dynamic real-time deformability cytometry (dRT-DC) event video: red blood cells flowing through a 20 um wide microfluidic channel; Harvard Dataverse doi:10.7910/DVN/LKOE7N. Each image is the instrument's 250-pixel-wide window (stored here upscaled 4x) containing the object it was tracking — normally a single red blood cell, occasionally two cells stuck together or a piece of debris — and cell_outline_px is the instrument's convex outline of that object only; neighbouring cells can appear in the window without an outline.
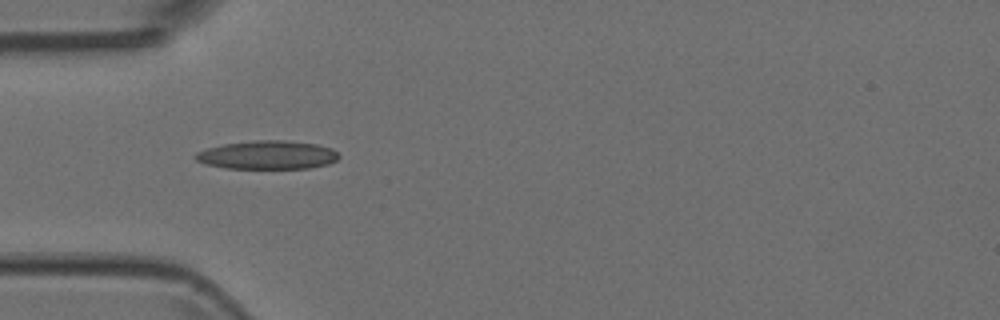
{"species": "Egyptian fruit bat (a non-hibernating species)", "species_latin": "Rousettus aegyptiacus", "temperature_condition": "room temperature", "stored_images_in_passage": 7, "camera_frame_rate_fps": 3000, "um_per_image_px": 0.085, "animal": {"sex": "female"}, "frame": {"image": 1, "passage_image": 5, "time_ms": 1.333, "image_size_px": [1000, 320], "cell_outline_px": [[340, 156], [336, 160], [328, 164], [308, 168], [224, 168], [204, 164], [196, 160], [192, 156], [196, 152], [208, 148], [224, 144], [252, 140], [284, 140], [316, 144], [332, 148]], "centroid_in_image_um": [22.7, 13.17], "position_along_channel_um": 62.3, "area_um2": 23.87}}
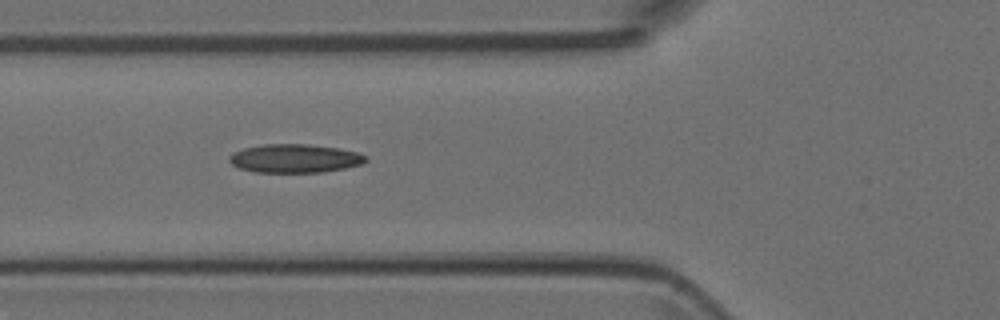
{"frame": {"image": 2, "passage_image": 6, "time_ms": 1.667, "image_size_px": [1000, 320], "cell_outline_px": [[368, 160], [360, 164], [344, 168], [324, 172], [252, 172], [240, 168], [232, 164], [228, 160], [228, 156], [232, 152], [244, 148], [264, 144], [308, 144], [340, 148], [360, 152], [368, 156]], "centroid_in_image_um": [25.07, 13.46], "position_along_channel_um": 100.7, "area_um2": 22.95}}
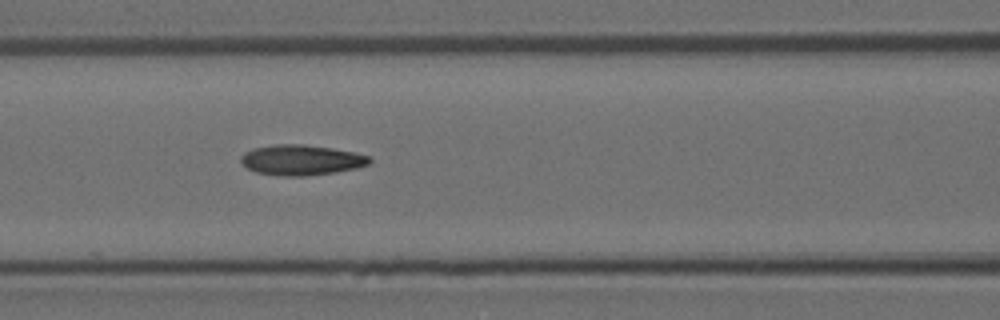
{"frame": {"image": 3, "passage_image": 7, "time_ms": 2.0, "image_size_px": [1000, 320], "cell_outline_px": [[372, 160], [368, 164], [356, 168], [336, 172], [304, 176], [280, 176], [256, 172], [248, 168], [240, 160], [240, 156], [244, 152], [252, 148], [276, 144], [304, 144], [332, 148], [356, 152], [368, 156]], "centroid_in_image_um": [25.6, 13.59], "position_along_channel_um": 141.0, "area_um2": 22.83}}